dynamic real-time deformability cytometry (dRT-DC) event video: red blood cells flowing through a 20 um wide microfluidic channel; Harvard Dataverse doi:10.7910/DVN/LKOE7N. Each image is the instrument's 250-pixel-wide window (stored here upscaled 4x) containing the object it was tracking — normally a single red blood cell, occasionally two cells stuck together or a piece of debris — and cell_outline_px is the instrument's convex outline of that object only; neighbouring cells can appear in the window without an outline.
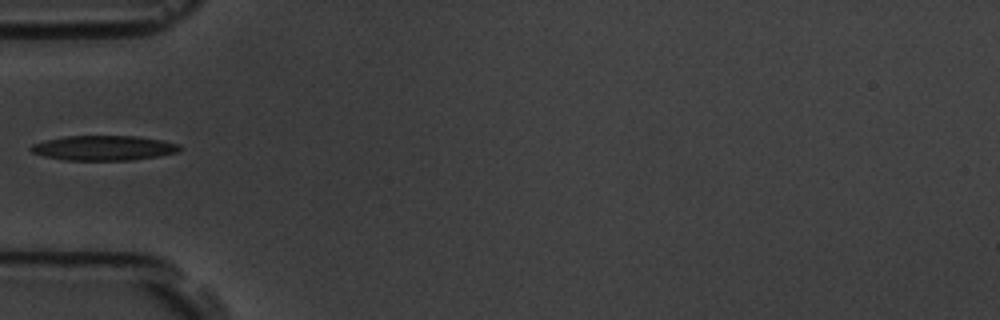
{"species": "common noctule bat (a hibernating species)", "species_latin": "Nyctalus noctula", "temperature_condition": "room temperature", "stored_images_in_passage": 5, "camera_frame_rate_fps": 3000, "um_per_image_px": 0.085, "animal": {"sex": "male", "body_mass_g": 19.5, "forearm_length_mm": 54.6}, "frame": {"image": 1, "passage_image": 5, "time_ms": 1.333, "image_size_px": [1000, 320], "cell_outline_px": [[180, 152], [160, 156], [132, 160], [64, 160], [44, 156], [32, 152], [28, 148], [32, 144], [44, 140], [64, 136], [136, 136], [160, 140], [180, 144]], "centroid_in_image_um": [8.81, 12.58], "position_along_channel_um": 76.2, "area_um2": 21.68}}